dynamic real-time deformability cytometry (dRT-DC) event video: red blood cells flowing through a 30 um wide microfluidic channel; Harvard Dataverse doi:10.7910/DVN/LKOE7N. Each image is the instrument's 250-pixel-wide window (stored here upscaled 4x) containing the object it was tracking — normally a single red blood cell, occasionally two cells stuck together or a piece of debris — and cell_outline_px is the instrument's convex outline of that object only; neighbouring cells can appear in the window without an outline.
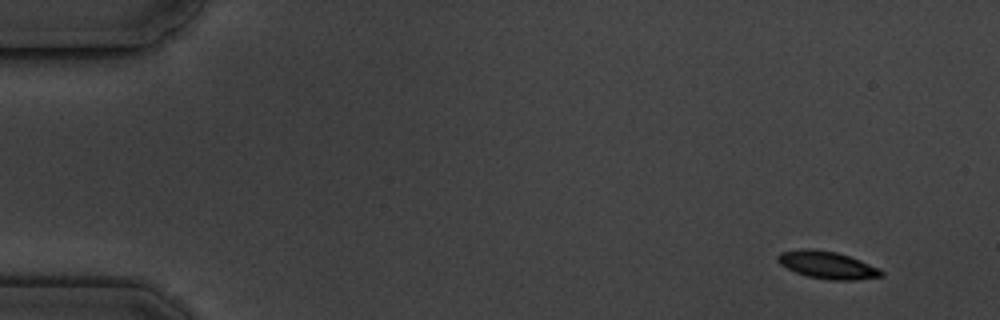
{"species": "common noctule bat (a hibernating species)", "species_latin": "Nyctalus noctula", "temperature_condition": "cold", "stored_images_in_passage": 6, "camera_frame_rate_fps": 3000, "um_per_image_px": 0.085, "animal": {"sex": "male", "body_mass_g": 19.5, "forearm_length_mm": 54.6}, "frame": {"image": 1, "passage_image": 1, "time_ms": 0.0, "image_size_px": [1000, 320], "cell_outline_px": [[884, 276], [856, 280], [828, 280], [808, 276], [796, 272], [780, 264], [776, 260], [776, 256], [780, 252], [804, 248], [812, 248], [836, 252], [860, 260], [880, 268], [884, 272]], "centroid_in_image_um": [70.33, 22.52], "position_along_channel_um": 14.7, "area_um2": 16.65}}
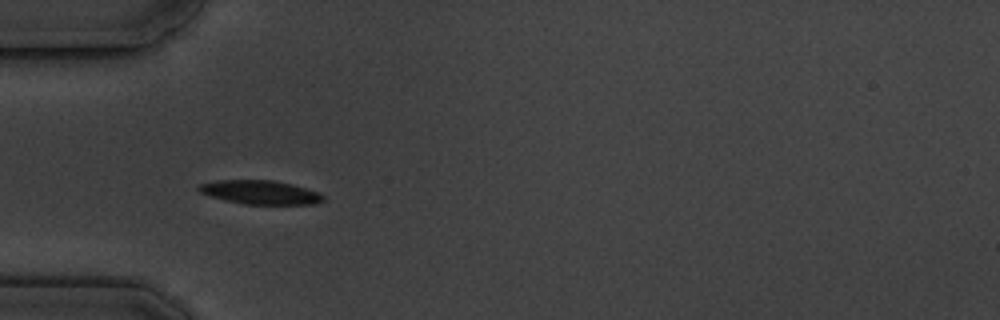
{"frame": {"image": 2, "passage_image": 5, "time_ms": 4.667, "image_size_px": [1000, 320], "cell_outline_px": [[324, 200], [316, 204], [244, 204], [224, 200], [200, 192], [196, 188], [200, 184], [216, 180], [272, 180], [292, 184], [316, 192], [324, 196]], "centroid_in_image_um": [22.1, 16.34], "position_along_channel_um": 62.9, "area_um2": 17.11}}